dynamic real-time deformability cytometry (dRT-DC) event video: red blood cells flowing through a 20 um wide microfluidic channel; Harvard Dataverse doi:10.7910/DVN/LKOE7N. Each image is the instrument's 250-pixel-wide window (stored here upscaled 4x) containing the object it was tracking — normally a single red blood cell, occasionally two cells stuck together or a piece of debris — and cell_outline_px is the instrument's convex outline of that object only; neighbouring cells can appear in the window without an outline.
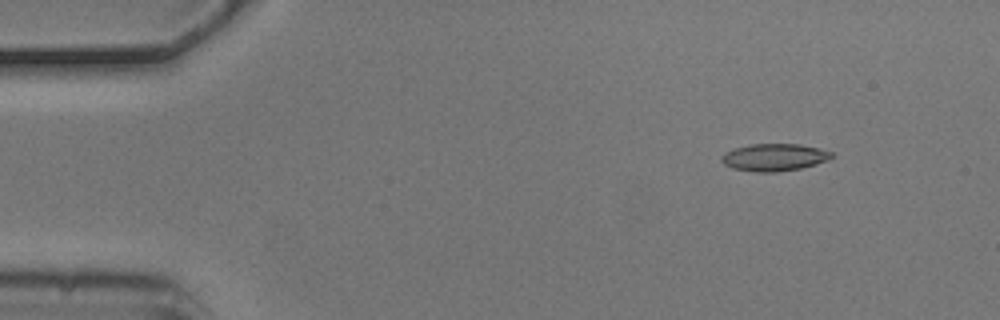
{"species": "common noctule bat (a hibernating species)", "species_latin": "Nyctalus noctula", "temperature_condition": "cold", "stored_images_in_passage": 10, "camera_frame_rate_fps": 3000, "um_per_image_px": 0.085, "animal": {"sex": "male", "body_mass_g": 20.5, "forearm_length_mm": 52.5}, "frame": {"image": 1, "passage_image": 2, "time_ms": 0.333, "image_size_px": [1000, 320], "cell_outline_px": [[832, 156], [828, 160], [800, 168], [776, 172], [756, 172], [732, 168], [724, 164], [720, 160], [720, 156], [724, 152], [732, 148], [752, 144], [800, 144], [820, 148], [832, 152]], "centroid_in_image_um": [65.76, 13.36], "position_along_channel_um": 19.2, "area_um2": 17.57}}
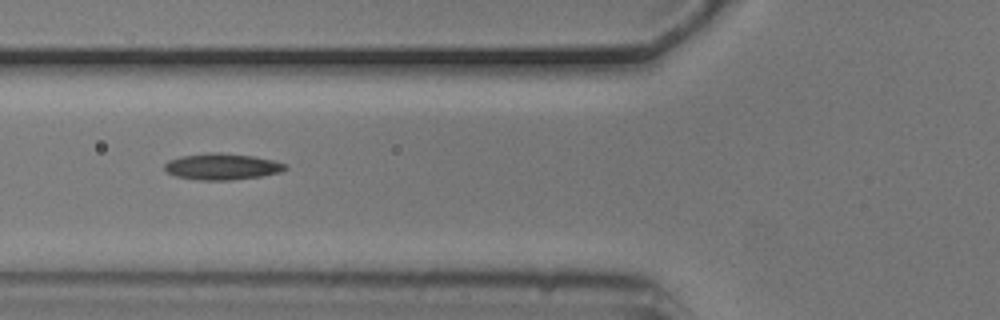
{"frame": {"image": 2, "passage_image": 6, "time_ms": 1.667, "image_size_px": [1000, 320], "cell_outline_px": [[288, 168], [280, 172], [260, 176], [232, 180], [200, 180], [176, 176], [168, 172], [164, 168], [164, 164], [168, 160], [180, 156], [208, 152], [220, 152], [252, 156], [272, 160], [288, 164]], "centroid_in_image_um": [18.87, 14.15], "position_along_channel_um": 106.9, "area_um2": 18.55}}
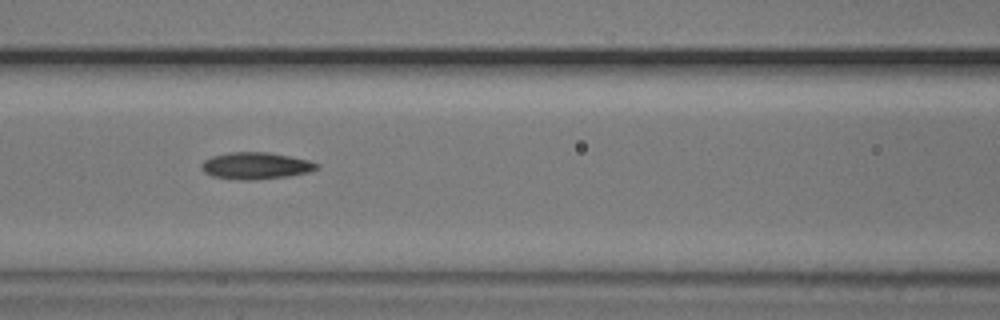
{"frame": {"image": 3, "passage_image": 7, "time_ms": 2.0, "image_size_px": [1000, 320], "cell_outline_px": [[320, 168], [308, 172], [288, 176], [256, 180], [240, 180], [212, 176], [204, 172], [200, 164], [204, 160], [212, 156], [228, 152], [268, 152], [308, 160], [320, 164]], "centroid_in_image_um": [21.74, 14.09], "position_along_channel_um": 144.9, "area_um2": 18.09}}